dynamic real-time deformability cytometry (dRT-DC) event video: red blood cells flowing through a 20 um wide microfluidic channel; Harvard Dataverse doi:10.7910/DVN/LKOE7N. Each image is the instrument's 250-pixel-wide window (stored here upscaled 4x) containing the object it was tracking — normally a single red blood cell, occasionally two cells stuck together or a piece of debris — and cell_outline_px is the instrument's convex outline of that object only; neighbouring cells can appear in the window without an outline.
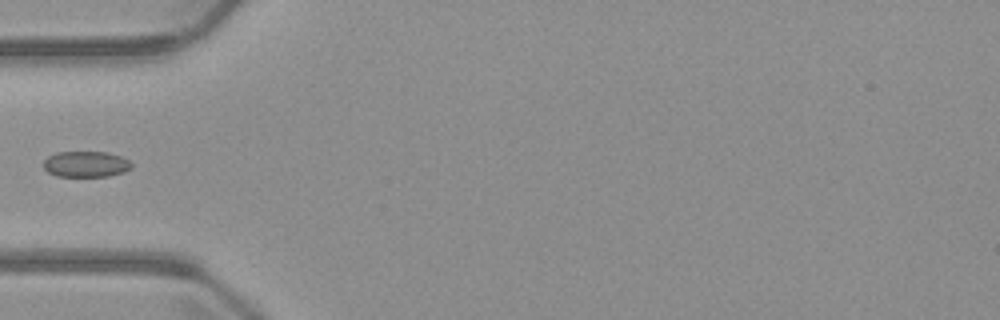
{"species": "common noctule bat (a hibernating species)", "species_latin": "Nyctalus noctula", "temperature_condition": "warm", "stored_images_in_passage": 6, "camera_frame_rate_fps": 3000, "um_per_image_px": 0.085, "animal": {"sex": "male", "body_mass_g": 23.1, "forearm_length_mm": 52.7}, "frame": {"image": 1, "passage_image": 6, "time_ms": 5.667, "image_size_px": [1000, 320], "cell_outline_px": [[132, 168], [124, 172], [108, 176], [56, 176], [48, 172], [44, 168], [44, 160], [48, 156], [56, 152], [108, 152], [120, 156], [128, 160], [132, 164]], "centroid_in_image_um": [7.3, 13.95], "position_along_channel_um": 77.7, "area_um2": 13.29}}